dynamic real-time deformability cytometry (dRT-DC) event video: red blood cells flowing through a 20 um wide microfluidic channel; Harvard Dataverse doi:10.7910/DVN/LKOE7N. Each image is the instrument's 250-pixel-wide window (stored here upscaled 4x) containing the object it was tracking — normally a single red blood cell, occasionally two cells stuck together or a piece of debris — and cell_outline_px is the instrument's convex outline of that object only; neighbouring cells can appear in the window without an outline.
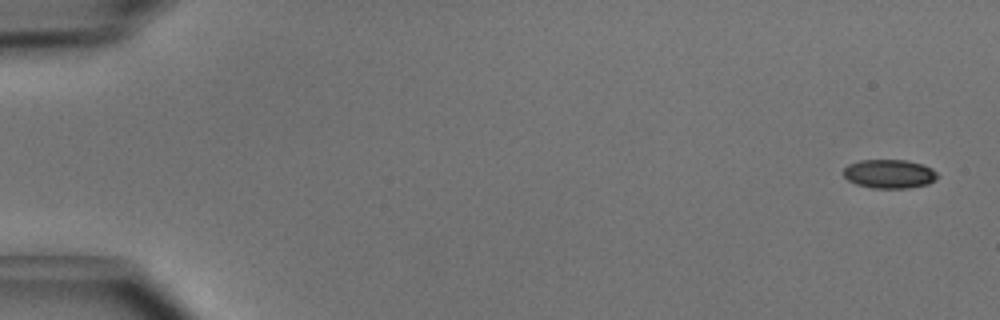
{"species": "common noctule bat (a hibernating species)", "species_latin": "Nyctalus noctula", "temperature_condition": "cold", "stored_images_in_passage": 4, "camera_frame_rate_fps": 3000, "um_per_image_px": 0.085, "animal": {"sex": "male", "body_mass_g": 15.6}, "frame": {"image": 1, "passage_image": 1, "time_ms": 0.0, "image_size_px": [1000, 320], "cell_outline_px": [[940, 176], [936, 180], [928, 184], [908, 188], [872, 188], [856, 184], [848, 180], [844, 176], [844, 168], [848, 164], [860, 160], [908, 160], [924, 164], [932, 168]], "centroid_in_image_um": [75.63, 14.77], "position_along_channel_um": 9.4, "area_um2": 16.01}}
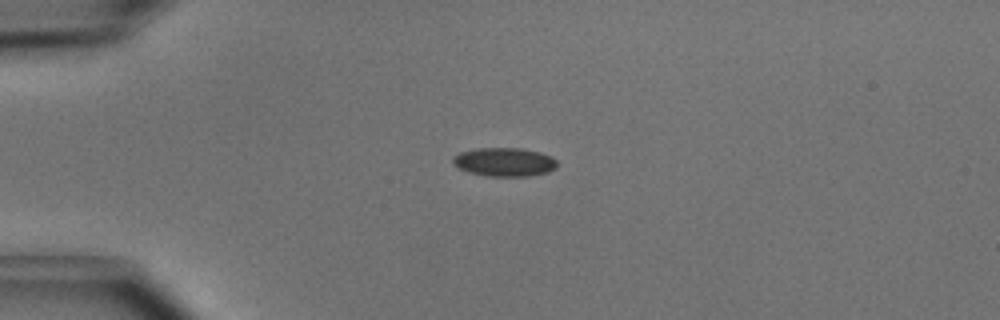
{"frame": {"image": 2, "passage_image": 4, "time_ms": 1.0, "image_size_px": [1000, 320], "cell_outline_px": [[556, 168], [548, 172], [528, 176], [488, 176], [468, 172], [452, 164], [452, 156], [460, 152], [476, 148], [520, 148], [540, 152], [552, 156], [556, 160]], "centroid_in_image_um": [42.86, 13.76], "position_along_channel_um": 42.1, "area_um2": 17.51}}